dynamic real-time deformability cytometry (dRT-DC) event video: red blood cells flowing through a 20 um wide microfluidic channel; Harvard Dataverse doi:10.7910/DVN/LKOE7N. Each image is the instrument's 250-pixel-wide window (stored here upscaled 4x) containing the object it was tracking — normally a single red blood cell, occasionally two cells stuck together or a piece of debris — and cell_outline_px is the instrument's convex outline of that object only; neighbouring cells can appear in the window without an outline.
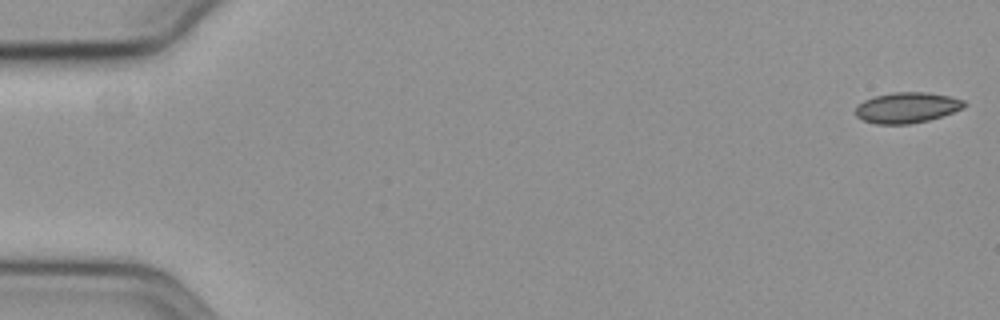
{"species": "common noctule bat (a hibernating species)", "species_latin": "Nyctalus noctula", "temperature_condition": "cold", "stored_images_in_passage": 12, "camera_frame_rate_fps": 3000, "um_per_image_px": 0.085, "animal": {"sex": "female", "body_mass_g": 19.3, "forearm_length_mm": 54.1}, "frame": {"image": 1, "passage_image": 1, "time_ms": 0.0, "image_size_px": [1000, 320], "cell_outline_px": [[968, 104], [964, 108], [928, 120], [908, 124], [876, 124], [864, 120], [856, 116], [856, 108], [864, 100], [872, 96], [892, 92], [924, 92], [948, 96], [964, 100]], "centroid_in_image_um": [77.09, 9.14], "position_along_channel_um": 7.9, "area_um2": 19.31}}